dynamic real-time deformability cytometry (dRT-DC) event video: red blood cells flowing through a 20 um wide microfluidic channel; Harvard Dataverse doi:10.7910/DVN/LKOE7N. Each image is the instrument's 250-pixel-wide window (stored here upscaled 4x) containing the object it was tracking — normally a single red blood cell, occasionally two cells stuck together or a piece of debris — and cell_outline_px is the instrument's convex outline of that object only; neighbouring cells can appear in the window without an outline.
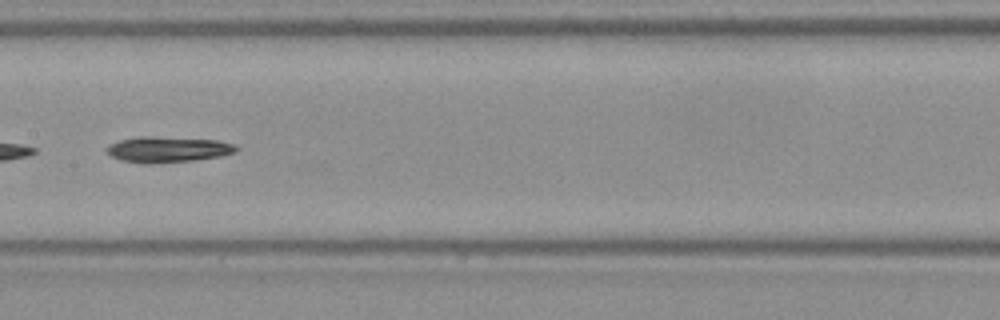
{"species": "Egyptian fruit bat (a non-hibernating species)", "species_latin": "Rousettus aegyptiacus", "temperature_condition": "warm", "stored_images_in_passage": 51, "segment_of_instrument_passage": [2, 2], "camera_frame_rate_fps": 3000, "um_per_image_px": 0.085, "frame": {"image": 1, "passage_image": 27, "time_ms": 8.667, "image_size_px": [1000, 320], "cell_outline_px": [[240, 148], [236, 152], [220, 156], [196, 160], [152, 164], [144, 164], [120, 160], [112, 156], [104, 148], [108, 144], [120, 140], [140, 136], [152, 136], [216, 140], [236, 144]], "centroid_in_image_um": [14.26, 12.7], "position_along_channel_um": 193.1, "area_um2": 19.71}}
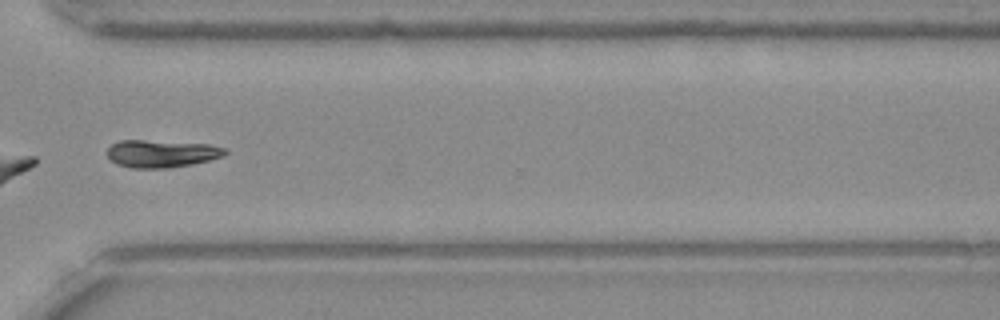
{"frame": {"image": 2, "passage_image": 40, "time_ms": 13.0, "image_size_px": [1000, 320], "cell_outline_px": [[228, 152], [224, 156], [192, 164], [168, 168], [132, 168], [116, 164], [108, 160], [108, 148], [112, 144], [120, 140], [144, 140], [208, 144], [228, 148]], "centroid_in_image_um": [13.73, 13.06], "position_along_channel_um": 356.9, "area_um2": 19.02}}